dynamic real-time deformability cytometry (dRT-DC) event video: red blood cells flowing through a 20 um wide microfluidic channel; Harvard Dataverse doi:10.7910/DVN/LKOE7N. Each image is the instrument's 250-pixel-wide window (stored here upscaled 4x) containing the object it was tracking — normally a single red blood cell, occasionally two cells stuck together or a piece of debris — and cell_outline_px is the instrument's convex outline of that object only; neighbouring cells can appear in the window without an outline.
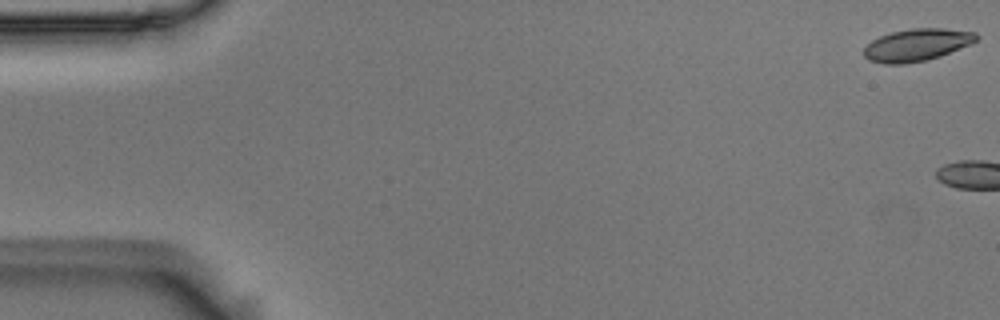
{"species": "Egyptian fruit bat (a non-hibernating species)", "species_latin": "Rousettus aegyptiacus", "temperature_condition": "room temperature", "stored_images_in_passage": 4, "camera_frame_rate_fps": 3000, "um_per_image_px": 0.085, "animal": {"sex": "male"}, "frame": {"image": 1, "passage_image": 1, "time_ms": 0.0, "image_size_px": [1000, 320], "cell_outline_px": [[980, 36], [972, 44], [940, 56], [928, 60], [904, 64], [884, 64], [868, 60], [864, 56], [864, 48], [872, 40], [880, 36], [892, 32], [912, 28], [944, 28], [976, 32]], "centroid_in_image_um": [77.95, 3.82], "position_along_channel_um": 7.0, "area_um2": 21.33}}